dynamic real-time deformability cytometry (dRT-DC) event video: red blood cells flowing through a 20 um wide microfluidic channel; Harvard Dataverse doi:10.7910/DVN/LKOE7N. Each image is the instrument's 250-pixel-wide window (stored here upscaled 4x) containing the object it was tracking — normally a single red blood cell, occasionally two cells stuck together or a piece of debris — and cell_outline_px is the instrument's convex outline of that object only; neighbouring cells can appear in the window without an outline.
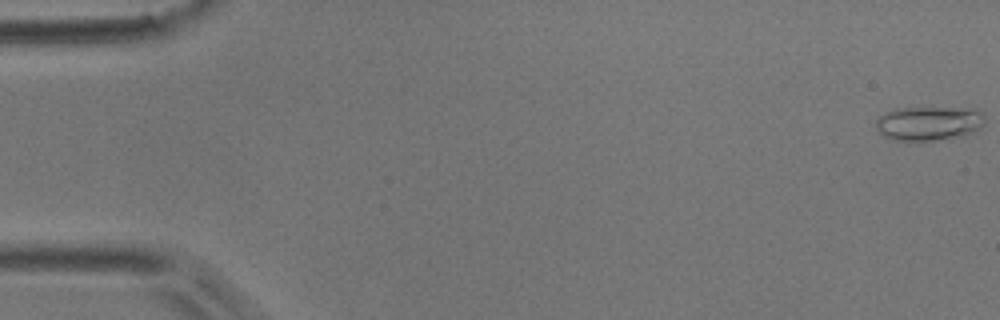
{"species": "common noctule bat (a hibernating species)", "species_latin": "Nyctalus noctula", "temperature_condition": "room temperature", "stored_images_in_passage": 55, "camera_frame_rate_fps": 3000, "um_per_image_px": 0.085, "animal": {"sex": "male", "body_mass_g": 17.9}, "frame": {"image": 1, "passage_image": 1, "time_ms": 0.0, "image_size_px": [1000, 320], "cell_outline_px": [[984, 124], [980, 128], [964, 136], [936, 140], [896, 140], [884, 136], [876, 128], [876, 120], [884, 112], [896, 108], [976, 108], [984, 116]], "centroid_in_image_um": [78.97, 10.47], "position_along_channel_um": 6.0, "area_um2": 21.73}}
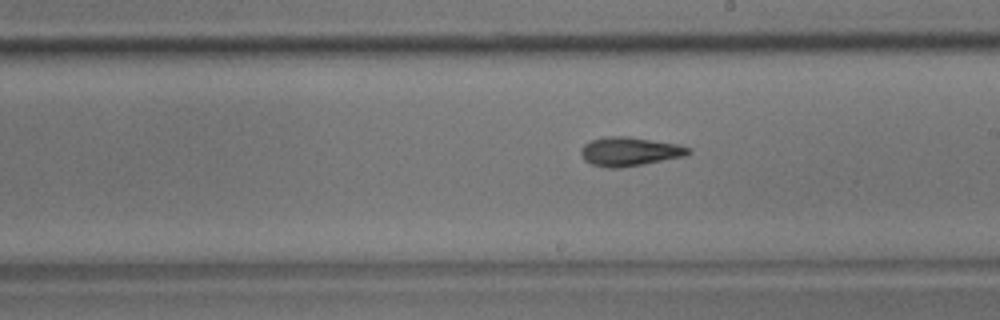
{"frame": {"image": 2, "passage_image": 31, "time_ms": 10.0, "image_size_px": [1000, 320], "cell_outline_px": [[692, 152], [688, 156], [620, 168], [608, 168], [592, 164], [584, 160], [580, 152], [580, 148], [584, 144], [592, 140], [604, 136], [628, 136], [680, 144], [692, 148]], "centroid_in_image_um": [53.56, 12.87], "position_along_channel_um": 235.4, "area_um2": 18.44}}
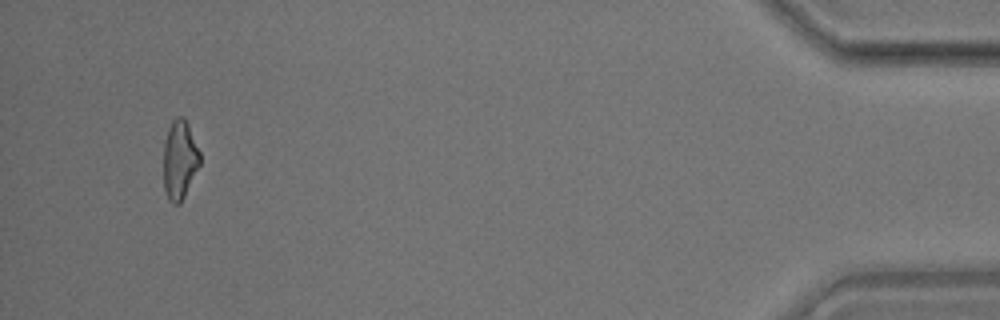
{"frame": {"image": 3, "passage_image": 52, "time_ms": 17.0, "image_size_px": [1000, 320], "cell_outline_px": [[200, 164], [180, 204], [172, 204], [168, 200], [164, 188], [164, 140], [168, 128], [172, 120], [176, 116], [184, 116], [188, 124], [200, 152]], "centroid_in_image_um": [15.26, 13.56], "position_along_channel_um": 419.9, "area_um2": 16.82}, "authors_computed_cell_mechanics": {"area_um2": 17.629, "velocity_mm_per_s": 3.7004, "shape_relaxation_time_tau1_ms": 8.679, "shape_relaxation_time_tau2_ms": 5.1475, "deformation_change_tau1": 0.2091, "deformation_change_tau2": 0.1406}}